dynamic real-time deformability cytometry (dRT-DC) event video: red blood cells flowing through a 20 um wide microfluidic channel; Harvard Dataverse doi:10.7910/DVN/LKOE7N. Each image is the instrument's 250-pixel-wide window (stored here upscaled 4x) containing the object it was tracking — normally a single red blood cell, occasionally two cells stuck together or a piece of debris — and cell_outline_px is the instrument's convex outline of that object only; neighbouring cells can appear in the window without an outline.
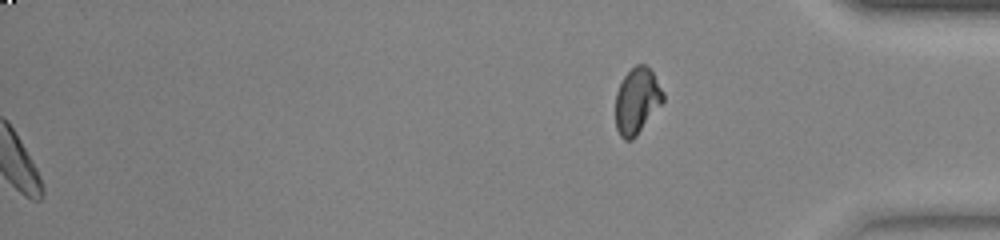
{"species": "common noctule bat (a hibernating species)", "species_latin": "Nyctalus noctula", "temperature_condition": "warm", "stored_images_in_passage": 51, "segment_of_instrument_passage": [2, 2], "camera_frame_rate_fps": 3000, "um_per_image_px": 0.085, "animal": {"sex": "female", "body_mass_g": 23.0, "forearm_length_mm": 53.4}, "frame": {"image": 1, "passage_image": 51, "time_ms": 16.667, "image_size_px": [1000, 240], "cell_outline_px": [[664, 100], [636, 136], [632, 140], [624, 140], [620, 136], [616, 128], [616, 92], [624, 76], [636, 64], [644, 64], [652, 72], [664, 92]], "centroid_in_image_um": [54.13, 8.58], "position_along_channel_um": 381.1, "area_um2": 18.09}}